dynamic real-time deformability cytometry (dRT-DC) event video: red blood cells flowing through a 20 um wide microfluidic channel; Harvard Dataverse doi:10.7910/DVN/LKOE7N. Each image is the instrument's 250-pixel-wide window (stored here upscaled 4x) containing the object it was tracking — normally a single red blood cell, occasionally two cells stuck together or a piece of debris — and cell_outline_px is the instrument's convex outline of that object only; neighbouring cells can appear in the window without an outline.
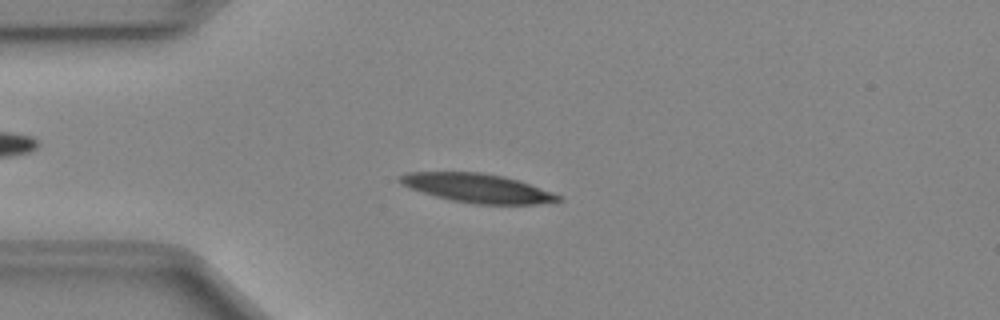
{"species": "Egyptian fruit bat (a non-hibernating species)", "species_latin": "Rousettus aegyptiacus", "temperature_condition": "cold", "stored_images_in_passage": 39, "camera_frame_rate_fps": 3000, "um_per_image_px": 0.085, "animal": {"sex": "female"}, "frame": {"image": 1, "passage_image": 1, "time_ms": 0.0, "image_size_px": [1000, 320], "cell_outline_px": [[564, 200], [536, 204], [472, 204], [452, 200], [436, 196], [400, 184], [396, 180], [400, 176], [408, 172], [484, 172], [504, 176], [564, 196]], "centroid_in_image_um": [40.59, 15.99], "position_along_channel_um": 44.4, "area_um2": 26.53}}
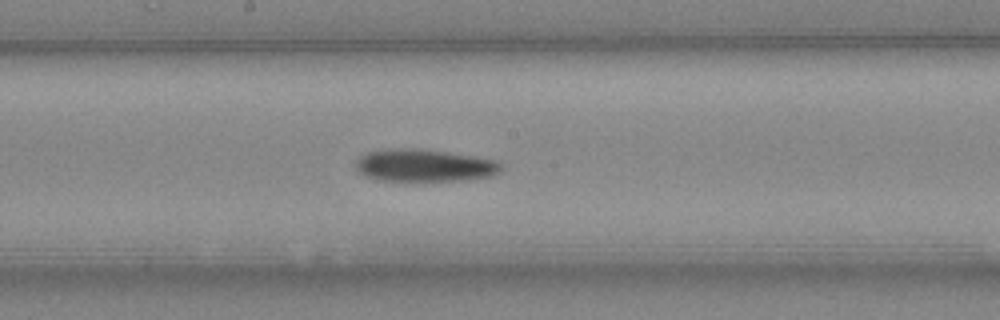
{"frame": {"image": 2, "passage_image": 15, "time_ms": 4.667, "image_size_px": [1000, 320], "cell_outline_px": [[500, 172], [492, 176], [464, 180], [376, 180], [364, 176], [356, 168], [356, 160], [360, 156], [368, 152], [396, 148], [412, 148], [444, 152], [472, 156], [496, 160], [500, 164]], "centroid_in_image_um": [36.04, 14.07], "position_along_channel_um": 212.2, "area_um2": 27.05}}
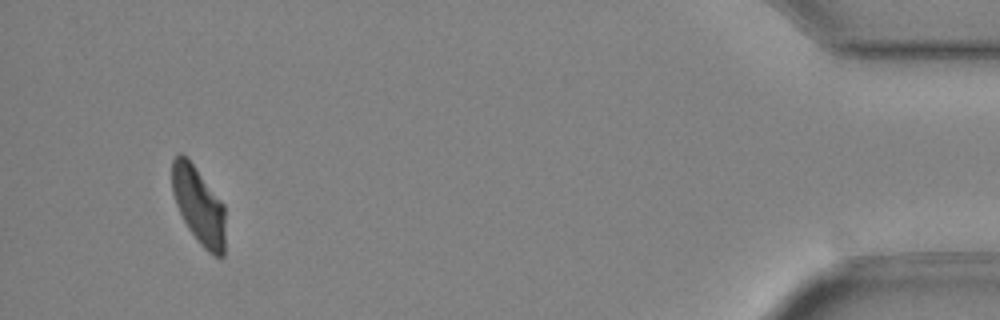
{"frame": {"image": 3, "passage_image": 36, "time_ms": 11.667, "image_size_px": [1000, 320], "cell_outline_px": [[224, 256], [216, 256], [208, 252], [200, 244], [188, 228], [176, 204], [172, 192], [172, 160], [180, 152], [192, 164], [224, 204]], "centroid_in_image_um": [16.88, 17.49], "position_along_channel_um": 418.3, "area_um2": 23.47}, "authors_computed_cell_mechanics": {"area_um2": 26.588, "velocity_mm_per_s": 4.0056, "shape_relaxation_time_tau1_ms": 6.5283, "shape_relaxation_time_tau2_ms": null, "deformation_change_tau1": 0.1835, "deformation_change_tau2": null}}